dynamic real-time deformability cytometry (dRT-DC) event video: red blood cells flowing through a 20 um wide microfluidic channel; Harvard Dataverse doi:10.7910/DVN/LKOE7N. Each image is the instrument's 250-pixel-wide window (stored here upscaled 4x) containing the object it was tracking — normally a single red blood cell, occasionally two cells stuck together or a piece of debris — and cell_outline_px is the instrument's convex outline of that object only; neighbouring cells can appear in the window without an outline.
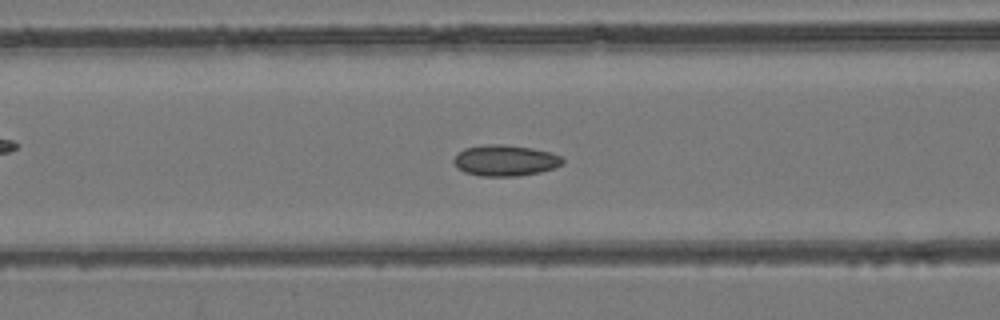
{"species": "common noctule bat (a hibernating species)", "species_latin": "Nyctalus noctula", "temperature_condition": "room temperature", "stored_images_in_passage": 49, "camera_frame_rate_fps": 3000, "um_per_image_px": 0.085, "animal": {"sex": "female", "body_mass_g": 24.6, "forearm_length_mm": 56.2}, "frame": {"image": 1, "passage_image": 20, "time_ms": 6.333, "image_size_px": [1000, 320], "cell_outline_px": [[564, 164], [556, 168], [540, 172], [520, 176], [480, 176], [464, 172], [456, 168], [452, 160], [464, 148], [488, 144], [504, 144], [532, 148], [552, 152], [560, 156], [564, 160]], "centroid_in_image_um": [42.96, 13.64], "position_along_channel_um": 123.6, "area_um2": 19.94}}
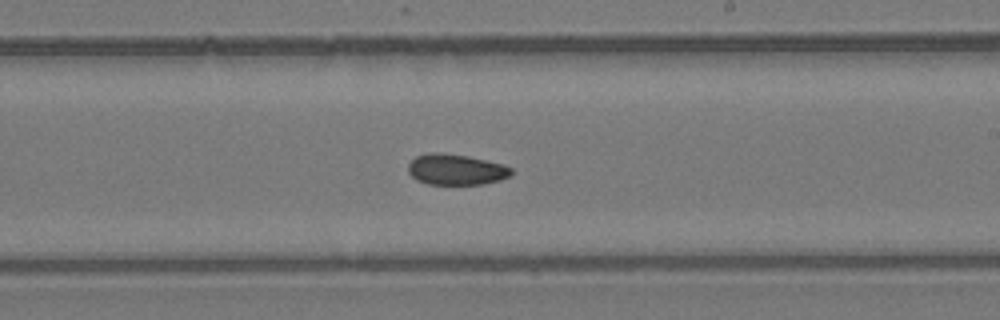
{"frame": {"image": 2, "passage_image": 29, "time_ms": 9.333, "image_size_px": [1000, 320], "cell_outline_px": [[512, 172], [508, 176], [500, 180], [484, 184], [428, 184], [416, 180], [408, 172], [408, 164], [416, 156], [432, 152], [444, 152], [468, 156], [504, 164], [512, 168]], "centroid_in_image_um": [38.75, 14.4], "position_along_channel_um": 250.2, "area_um2": 18.61}}
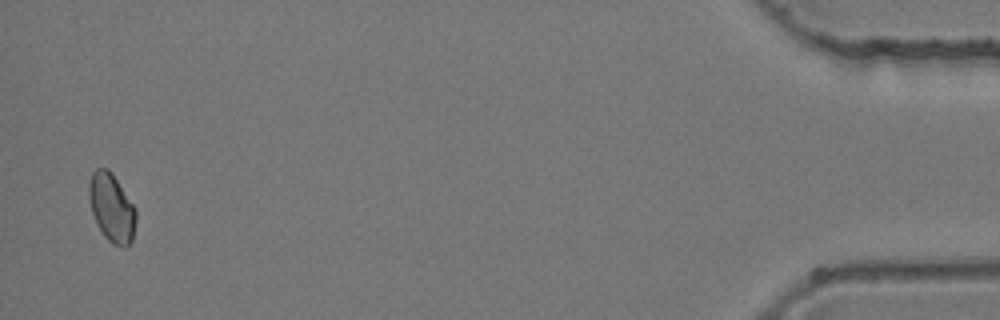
{"frame": {"image": 3, "passage_image": 48, "time_ms": 15.667, "image_size_px": [1000, 320], "cell_outline_px": [[136, 220], [132, 240], [128, 244], [112, 244], [104, 236], [92, 212], [88, 196], [88, 184], [92, 172], [96, 168], [108, 168], [112, 172], [136, 208]], "centroid_in_image_um": [9.49, 17.59], "position_along_channel_um": 425.7, "area_um2": 18.55}}